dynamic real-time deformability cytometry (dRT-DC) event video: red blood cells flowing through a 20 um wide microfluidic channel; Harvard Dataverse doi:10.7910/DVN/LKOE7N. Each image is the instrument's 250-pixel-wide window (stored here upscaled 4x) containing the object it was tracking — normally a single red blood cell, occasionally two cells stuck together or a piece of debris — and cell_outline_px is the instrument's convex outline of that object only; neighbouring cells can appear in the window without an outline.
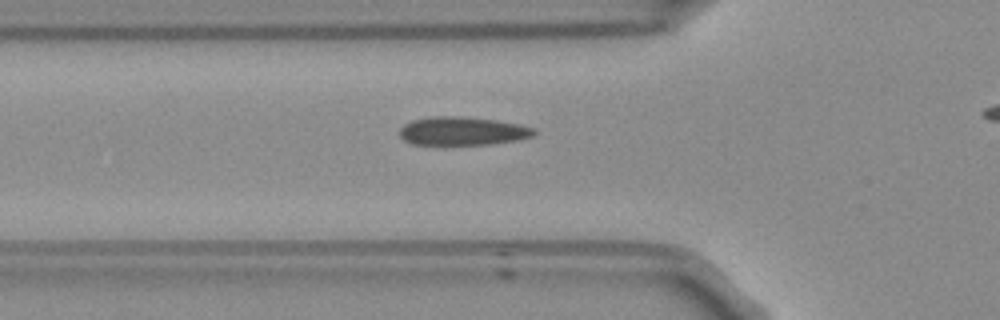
{"species": "Egyptian fruit bat (a non-hibernating species)", "species_latin": "Rousettus aegyptiacus", "temperature_condition": "room temperature", "stored_images_in_passage": 37, "camera_frame_rate_fps": 3000, "um_per_image_px": 0.085, "frame": {"image": 1, "passage_image": 8, "time_ms": 2.333, "image_size_px": [1000, 320], "cell_outline_px": [[536, 132], [532, 136], [516, 140], [488, 144], [412, 144], [404, 140], [400, 136], [400, 128], [404, 124], [412, 120], [428, 116], [464, 116], [496, 120], [520, 124], [536, 128]], "centroid_in_image_um": [39.3, 11.12], "position_along_channel_um": 86.5, "area_um2": 22.31}}
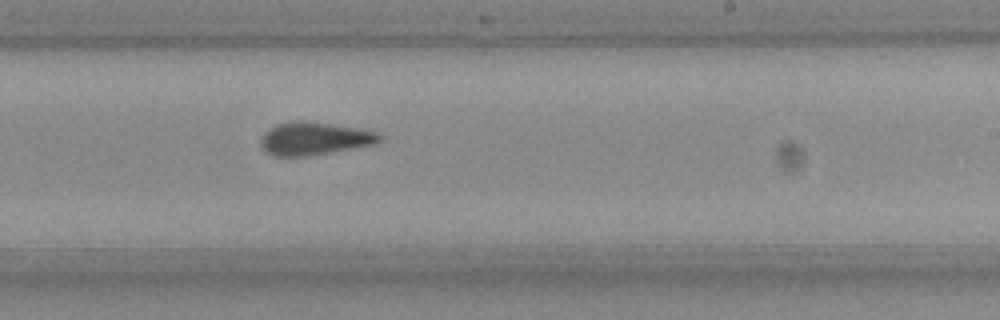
{"frame": {"image": 2, "passage_image": 22, "time_ms": 7.0, "image_size_px": [1000, 320], "cell_outline_px": [[380, 140], [372, 144], [304, 156], [272, 156], [260, 144], [260, 140], [264, 132], [268, 128], [276, 124], [296, 120], [304, 120], [356, 128], [376, 132], [380, 136]], "centroid_in_image_um": [26.62, 11.76], "position_along_channel_um": 262.4, "area_um2": 22.2}}
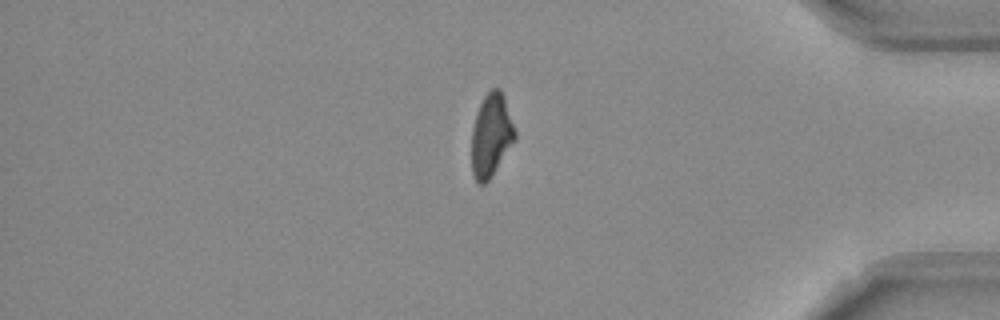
{"frame": {"image": 3, "passage_image": 35, "time_ms": 11.333, "image_size_px": [1000, 320], "cell_outline_px": [[516, 140], [488, 180], [484, 184], [476, 184], [472, 172], [472, 128], [476, 112], [484, 96], [492, 88], [500, 88], [504, 96], [516, 132]], "centroid_in_image_um": [41.75, 11.5], "position_along_channel_um": 393.5, "area_um2": 20.98}, "authors_computed_cell_mechanics": {"area_um2": 22.253, "velocity_mm_per_s": 3.7512, "shape_relaxation_time_tau1_ms": null, "shape_relaxation_time_tau2_ms": 2.7644, "deformation_change_tau1": null, "deformation_change_tau2": 0.0839}}